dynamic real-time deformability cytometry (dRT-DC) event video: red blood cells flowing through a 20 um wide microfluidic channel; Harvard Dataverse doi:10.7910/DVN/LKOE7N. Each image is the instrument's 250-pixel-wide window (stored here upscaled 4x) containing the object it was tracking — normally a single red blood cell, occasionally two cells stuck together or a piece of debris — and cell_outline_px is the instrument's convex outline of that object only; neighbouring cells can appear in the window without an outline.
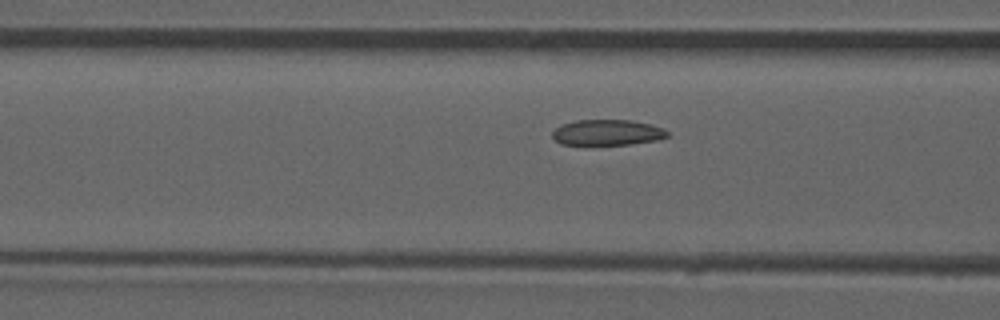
{"species": "common noctule bat (a hibernating species)", "species_latin": "Nyctalus noctula", "temperature_condition": "room temperature", "stored_images_in_passage": 35, "camera_frame_rate_fps": 3000, "um_per_image_px": 0.085, "animal": {"sex": "male", "forearm_length_mm": 52.5}, "frame": {"image": 1, "passage_image": 20, "time_ms": 6.333, "image_size_px": [1000, 320], "cell_outline_px": [[668, 136], [656, 140], [632, 144], [588, 148], [584, 148], [560, 144], [552, 136], [552, 132], [560, 124], [576, 120], [632, 120], [652, 124], [664, 128], [668, 132]], "centroid_in_image_um": [51.56, 11.31], "position_along_channel_um": 115.0, "area_um2": 18.32}}